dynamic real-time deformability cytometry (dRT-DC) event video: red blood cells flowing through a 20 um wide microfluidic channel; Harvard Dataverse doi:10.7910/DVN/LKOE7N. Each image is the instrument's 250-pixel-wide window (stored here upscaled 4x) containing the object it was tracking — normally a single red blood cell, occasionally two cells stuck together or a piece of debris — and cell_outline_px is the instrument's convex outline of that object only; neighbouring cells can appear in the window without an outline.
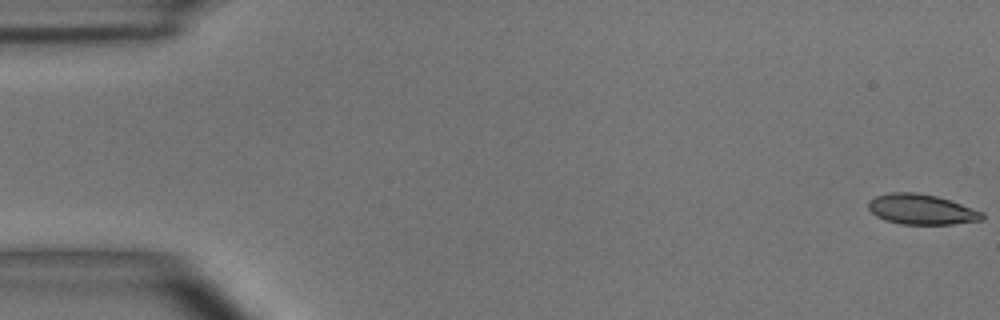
{"species": "common noctule bat (a hibernating species)", "species_latin": "Nyctalus noctula", "temperature_condition": "room temperature", "stored_images_in_passage": 55, "camera_frame_rate_fps": 3000, "um_per_image_px": 0.085, "animal": {"sex": "male", "body_mass_g": 15.6}, "frame": {"image": 1, "passage_image": 1, "time_ms": 0.0, "image_size_px": [1000, 320], "cell_outline_px": [[984, 216], [980, 220], [952, 224], [900, 224], [876, 216], [868, 208], [868, 200], [876, 196], [888, 192], [912, 192], [936, 196], [984, 212]], "centroid_in_image_um": [78.29, 17.79], "position_along_channel_um": 6.7, "area_um2": 19.83}}
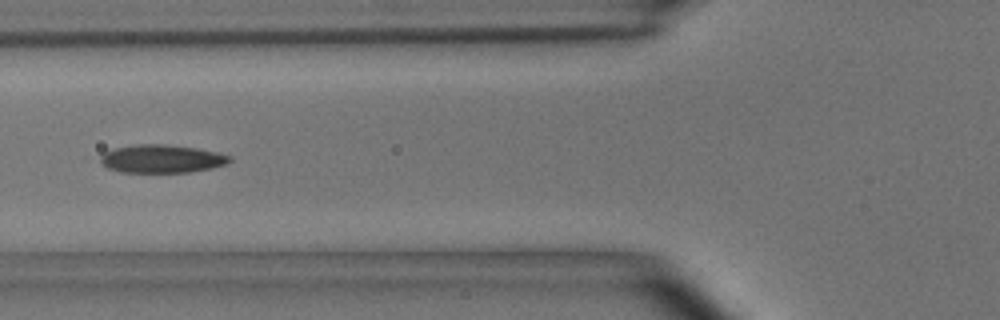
{"frame": {"image": 2, "passage_image": 21, "time_ms": 6.667, "image_size_px": [1000, 320], "cell_outline_px": [[232, 160], [228, 164], [212, 168], [188, 172], [120, 172], [108, 168], [100, 164], [100, 156], [104, 152], [116, 148], [140, 144], [164, 144], [196, 148], [216, 152], [232, 156]], "centroid_in_image_um": [13.76, 13.5], "position_along_channel_um": 112.0, "area_um2": 21.21}}
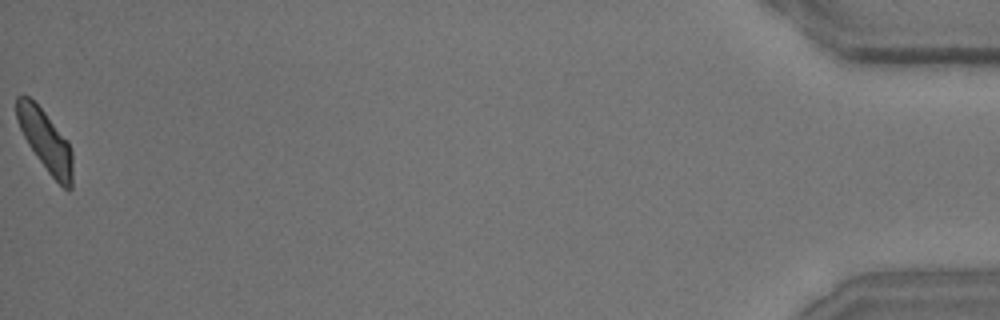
{"frame": {"image": 3, "passage_image": 55, "time_ms": 18.0, "image_size_px": [1000, 320], "cell_outline_px": [[72, 188], [68, 192], [48, 172], [36, 156], [28, 144], [16, 120], [16, 96], [28, 96], [44, 112], [68, 140], [72, 152]], "centroid_in_image_um": [3.87, 11.97], "position_along_channel_um": 431.3, "area_um2": 19.71}, "authors_computed_cell_mechanics": {"area_um2": 20.7502, "velocity_mm_per_s": 3.6806, "shape_relaxation_time_tau1_ms": 4.3567, "shape_relaxation_time_tau2_ms": 2.1321, "deformation_change_tau1": 0.1477, "deformation_change_tau2": 0.0882}}